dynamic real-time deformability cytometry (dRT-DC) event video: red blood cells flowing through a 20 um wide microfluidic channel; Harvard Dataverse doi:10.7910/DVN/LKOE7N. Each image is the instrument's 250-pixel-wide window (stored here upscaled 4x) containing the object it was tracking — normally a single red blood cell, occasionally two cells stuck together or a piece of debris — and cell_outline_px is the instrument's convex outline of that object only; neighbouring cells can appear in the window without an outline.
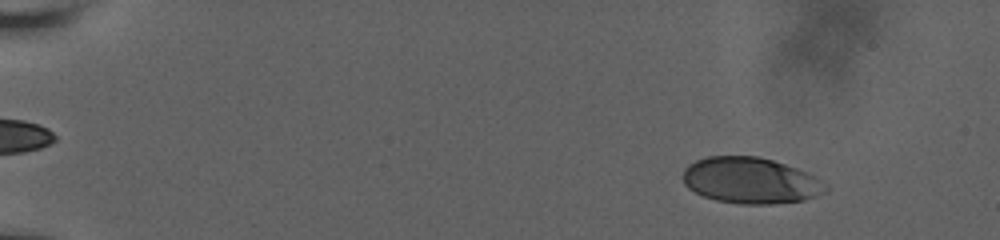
{"species": "human", "species_latin": "Homo sapiens", "temperature_condition": "room temperature", "stored_images_in_passage": 55, "camera_frame_rate_fps": 3000, "um_per_image_px": 0.085, "donor": {"sex": "male"}, "frame": {"image": 1, "passage_image": 7, "time_ms": 2.0, "image_size_px": [1000, 240], "cell_outline_px": [[828, 188], [824, 192], [816, 196], [804, 200], [772, 204], [740, 204], [716, 200], [704, 196], [688, 188], [684, 184], [684, 168], [688, 164], [696, 160], [708, 156], [760, 156], [808, 172], [828, 184]], "centroid_in_image_um": [63.81, 15.34], "position_along_channel_um": 21.2, "area_um2": 38.44}}
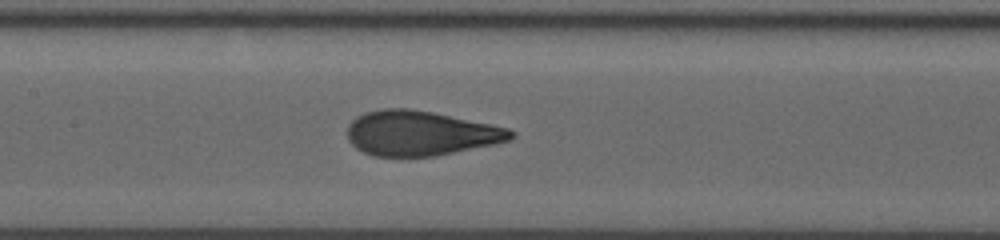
{"frame": {"image": 2, "passage_image": 27, "time_ms": 9.667, "image_size_px": [1000, 240], "cell_outline_px": [[516, 136], [508, 140], [496, 144], [436, 156], [372, 156], [356, 148], [348, 140], [348, 124], [356, 116], [364, 112], [380, 108], [412, 108], [432, 112], [508, 128], [516, 132]], "centroid_in_image_um": [35.72, 11.32], "position_along_channel_um": 171.7, "area_um2": 42.83}}
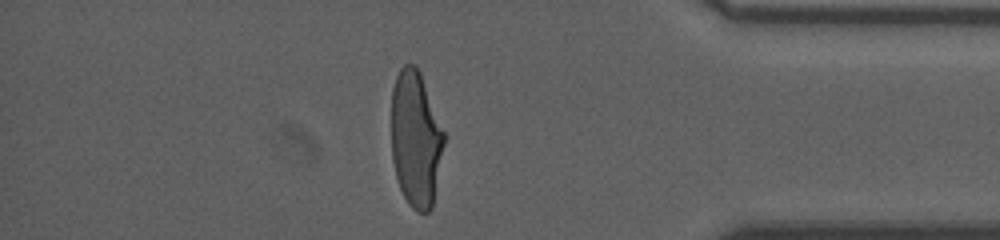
{"frame": {"image": 3, "passage_image": 48, "time_ms": 16.333, "image_size_px": [1000, 240], "cell_outline_px": [[444, 144], [432, 208], [428, 212], [416, 212], [408, 204], [400, 188], [396, 176], [392, 160], [392, 88], [396, 76], [400, 68], [404, 64], [416, 64], [420, 72], [444, 132]], "centroid_in_image_um": [35.33, 11.81], "position_along_channel_um": 399.9, "area_um2": 41.62}, "authors_computed_cell_mechanics": {"area_um2": 42.4252, "velocity_mm_per_s": 3.7831, "shape_relaxation_time_tau1_ms": 6.4411, "shape_relaxation_time_tau2_ms": null, "deformation_change_tau1": 0.2634, "deformation_change_tau2": null}}